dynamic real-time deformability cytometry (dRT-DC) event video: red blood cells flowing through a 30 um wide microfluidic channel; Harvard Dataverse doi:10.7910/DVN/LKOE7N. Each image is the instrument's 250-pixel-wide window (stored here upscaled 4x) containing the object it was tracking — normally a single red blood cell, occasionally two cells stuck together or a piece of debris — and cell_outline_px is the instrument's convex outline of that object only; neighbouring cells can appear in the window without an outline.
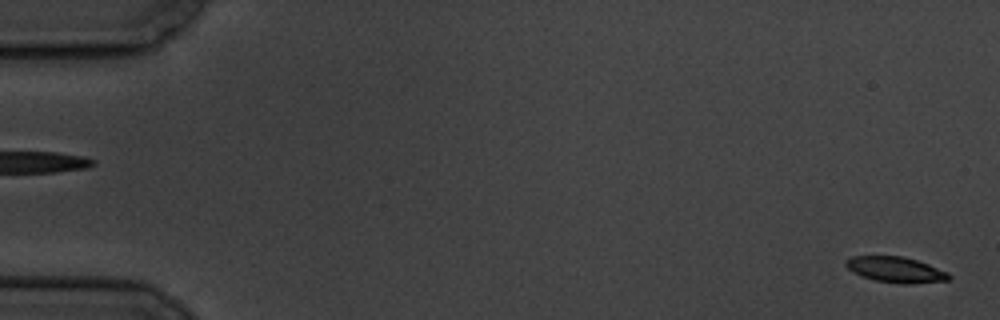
{"species": "common noctule bat (a hibernating species)", "species_latin": "Nyctalus noctula", "temperature_condition": "cold", "stored_images_in_passage": 6, "segment_of_instrument_passage": [2, 2], "camera_frame_rate_fps": 3000, "um_per_image_px": 0.085, "animal": {"sex": "male", "body_mass_g": 19.5, "forearm_length_mm": 54.6}, "frame": {"image": 1, "passage_image": 6, "time_ms": 5.667, "image_size_px": [1000, 320], "cell_outline_px": [[952, 276], [948, 280], [908, 284], [904, 284], [876, 280], [860, 276], [852, 272], [844, 264], [844, 260], [852, 256], [904, 256], [928, 264], [948, 272]], "centroid_in_image_um": [76.11, 22.91], "position_along_channel_um": 8.9, "area_um2": 15.43}}